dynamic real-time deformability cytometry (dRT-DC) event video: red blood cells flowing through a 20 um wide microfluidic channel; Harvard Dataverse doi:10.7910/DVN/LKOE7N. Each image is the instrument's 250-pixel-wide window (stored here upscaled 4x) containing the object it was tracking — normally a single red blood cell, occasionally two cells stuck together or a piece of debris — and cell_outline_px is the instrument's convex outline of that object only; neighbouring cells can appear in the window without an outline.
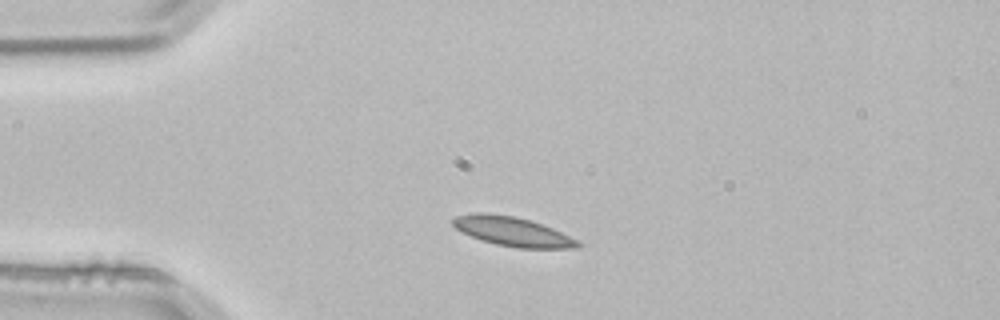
{"species": "common noctule bat (a hibernating species)", "species_latin": "Nyctalus noctula", "temperature_condition": "room temperature", "stored_images_in_passage": 1, "camera_frame_rate_fps": 3000, "um_per_image_px": 0.085, "animal": {"sex": "male", "body_mass_g": 21.5, "forearm_length_mm": 52.0}, "frame": {"image": 1, "passage_image": 1, "time_ms": 0.0, "image_size_px": [1000, 320], "cell_outline_px": [[584, 244], [580, 248], [516, 248], [496, 244], [480, 240], [456, 228], [452, 224], [452, 220], [456, 216], [472, 212], [484, 212], [512, 216], [532, 220], [552, 228]], "centroid_in_image_um": [43.56, 19.67], "position_along_channel_um": 41.4, "area_um2": 21.27}}